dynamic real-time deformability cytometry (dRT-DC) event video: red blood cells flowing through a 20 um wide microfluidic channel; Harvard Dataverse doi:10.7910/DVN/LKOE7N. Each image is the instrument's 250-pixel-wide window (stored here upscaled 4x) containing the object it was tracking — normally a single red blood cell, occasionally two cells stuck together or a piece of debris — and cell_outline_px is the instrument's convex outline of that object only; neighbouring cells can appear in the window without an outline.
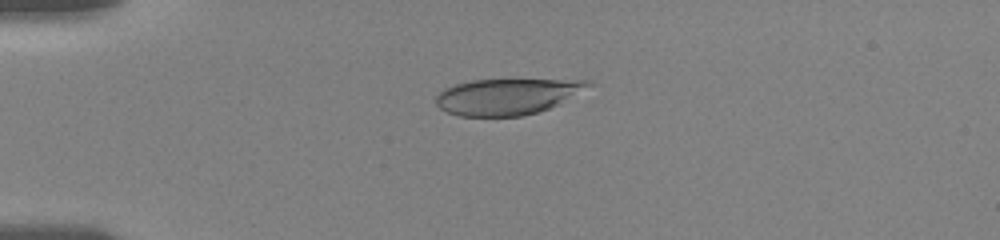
{"species": "human", "species_latin": "Homo sapiens", "temperature_condition": "room temperature", "stored_images_in_passage": 26, "camera_frame_rate_fps": 3000, "um_per_image_px": 0.085, "donor": {"sex": "female"}, "frame": {"image": 1, "passage_image": 17, "time_ms": 3.333, "image_size_px": [1000, 240], "cell_outline_px": [[592, 84], [556, 104], [548, 108], [536, 112], [520, 116], [460, 116], [448, 112], [440, 108], [436, 104], [436, 96], [444, 88], [456, 84], [472, 80], [588, 80]], "centroid_in_image_um": [43.01, 8.21], "position_along_channel_um": 42.0, "area_um2": 31.21}}